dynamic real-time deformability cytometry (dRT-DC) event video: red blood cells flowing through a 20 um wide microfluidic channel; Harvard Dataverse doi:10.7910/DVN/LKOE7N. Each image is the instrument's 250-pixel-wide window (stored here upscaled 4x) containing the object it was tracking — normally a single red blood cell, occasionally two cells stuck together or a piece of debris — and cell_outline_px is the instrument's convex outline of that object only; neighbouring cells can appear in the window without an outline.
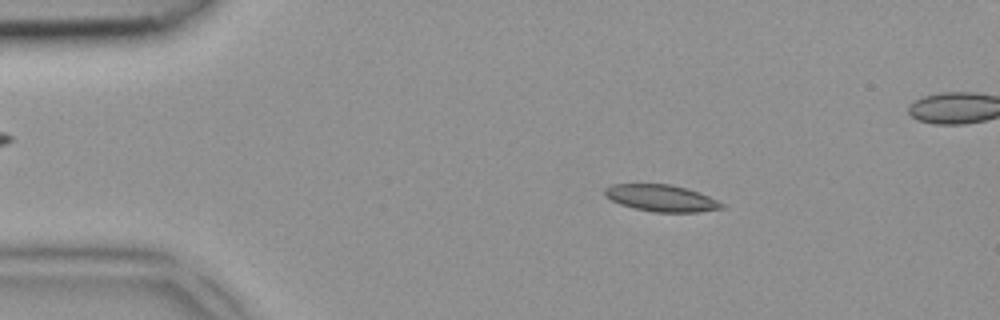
{"species": "common noctule bat (a hibernating species)", "species_latin": "Nyctalus noctula", "temperature_condition": "room temperature", "stored_images_in_passage": 3, "camera_frame_rate_fps": 3000, "um_per_image_px": 0.085, "animal": {"sex": "female", "body_mass_g": 18.4}, "frame": {"image": 1, "passage_image": 1, "time_ms": 0.0, "image_size_px": [1000, 320], "cell_outline_px": [[724, 208], [696, 212], [652, 212], [620, 204], [604, 196], [604, 188], [612, 184], [668, 184], [684, 188], [708, 196], [724, 204]], "centroid_in_image_um": [56.17, 16.84], "position_along_channel_um": 28.8, "area_um2": 17.98}}